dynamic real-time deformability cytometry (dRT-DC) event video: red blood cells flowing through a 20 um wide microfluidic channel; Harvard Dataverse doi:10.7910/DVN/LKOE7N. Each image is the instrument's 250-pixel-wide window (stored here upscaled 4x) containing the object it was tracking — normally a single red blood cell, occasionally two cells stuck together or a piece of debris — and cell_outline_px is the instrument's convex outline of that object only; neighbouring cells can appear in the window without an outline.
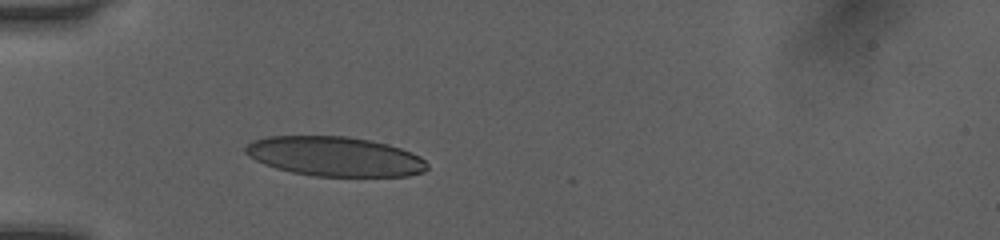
{"species": "human", "species_latin": "Homo sapiens", "temperature_condition": "room temperature", "stored_images_in_passage": 32, "camera_frame_rate_fps": 3000, "um_per_image_px": 0.085, "donor": {"sex": "female"}, "frame": {"image": 1, "passage_image": 1, "time_ms": 0.0, "image_size_px": [1000, 240], "cell_outline_px": [[428, 168], [424, 172], [408, 176], [316, 176], [292, 172], [276, 168], [264, 164], [248, 156], [244, 152], [244, 148], [252, 140], [268, 136], [348, 136], [388, 144], [412, 152], [420, 156], [428, 164]], "centroid_in_image_um": [28.46, 13.29], "position_along_channel_um": 56.5, "area_um2": 42.02}}
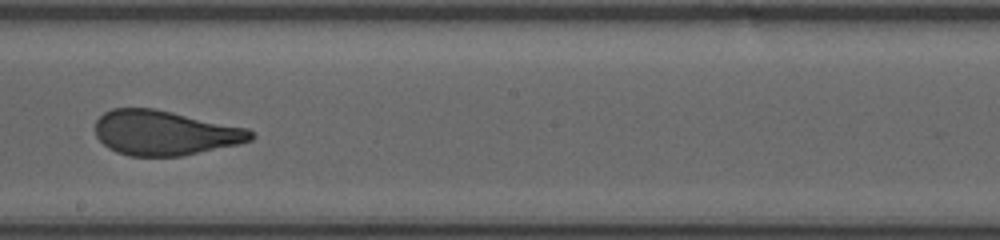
{"frame": {"image": 2, "passage_image": 15, "time_ms": 4.667, "image_size_px": [1000, 240], "cell_outline_px": [[256, 136], [252, 140], [240, 144], [180, 156], [128, 156], [116, 152], [108, 148], [96, 136], [96, 120], [104, 112], [112, 108], [156, 108], [248, 128], [256, 132]], "centroid_in_image_um": [14.03, 11.29], "position_along_channel_um": 234.2, "area_um2": 40.92}}
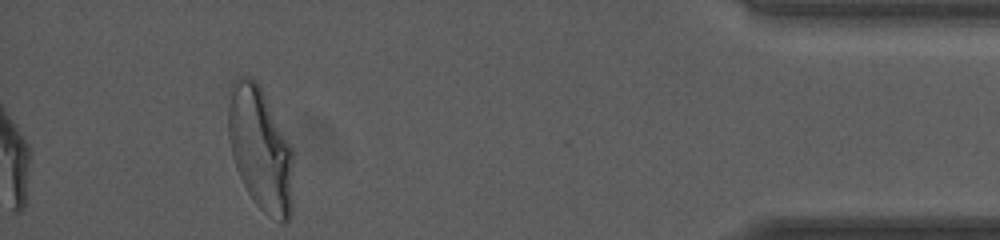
{"frame": {"image": 3, "passage_image": 32, "time_ms": 10.333, "image_size_px": [1000, 240], "cell_outline_px": [[292, 212], [288, 220], [284, 224], [268, 216], [256, 204], [248, 192], [236, 168], [232, 156], [228, 136], [228, 88], [232, 80], [236, 76], [252, 76], [256, 80], [292, 148]], "centroid_in_image_um": [22.1, 12.64], "position_along_channel_um": 413.1, "area_um2": 46.88}}